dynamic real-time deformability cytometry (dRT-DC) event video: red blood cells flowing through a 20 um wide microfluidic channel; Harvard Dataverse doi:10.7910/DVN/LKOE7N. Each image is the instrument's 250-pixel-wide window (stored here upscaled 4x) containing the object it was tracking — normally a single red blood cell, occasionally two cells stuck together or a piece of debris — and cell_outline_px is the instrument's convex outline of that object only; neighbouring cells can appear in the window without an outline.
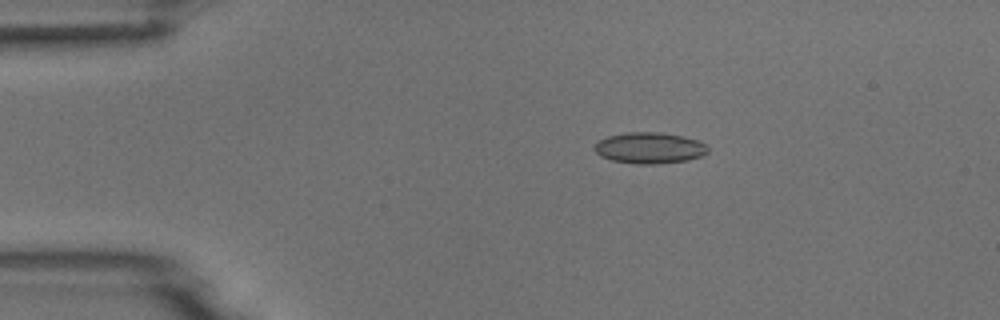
{"species": "common noctule bat (a hibernating species)", "species_latin": "Nyctalus noctula", "temperature_condition": "room temperature", "stored_images_in_passage": 5, "camera_frame_rate_fps": 3000, "um_per_image_px": 0.085, "animal": {"sex": "male", "body_mass_g": 18.8}, "frame": {"image": 1, "passage_image": 3, "time_ms": 2.333, "image_size_px": [1000, 320], "cell_outline_px": [[708, 152], [700, 156], [688, 160], [656, 164], [636, 164], [612, 160], [600, 156], [592, 148], [596, 140], [608, 136], [628, 132], [656, 132], [684, 136], [696, 140], [704, 144], [708, 148]], "centroid_in_image_um": [55.15, 12.57], "position_along_channel_um": 29.8, "area_um2": 20.63}}
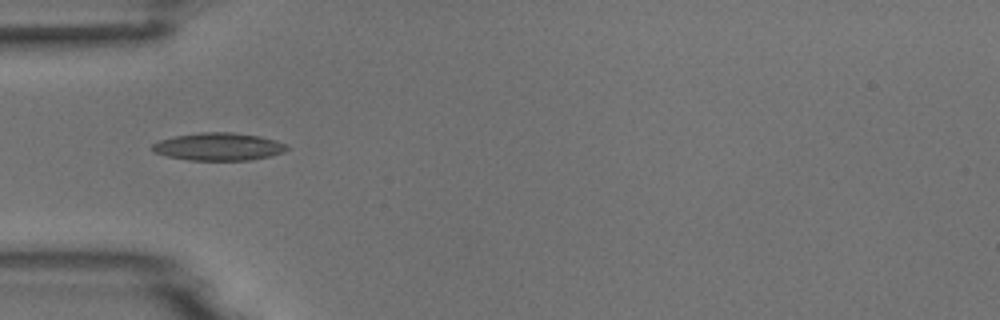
{"frame": {"image": 2, "passage_image": 5, "time_ms": 4.667, "image_size_px": [1000, 320], "cell_outline_px": [[288, 148], [284, 152], [268, 156], [248, 160], [188, 160], [168, 156], [156, 152], [152, 148], [152, 144], [160, 140], [176, 136], [200, 132], [232, 132], [260, 136], [276, 140], [284, 144]], "centroid_in_image_um": [18.58, 12.46], "position_along_channel_um": 66.4, "area_um2": 21.44}}